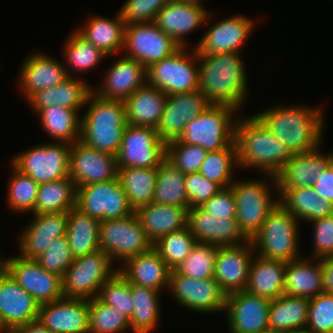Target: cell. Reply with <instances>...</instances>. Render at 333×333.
Returning a JSON list of instances; mask_svg holds the SVG:
<instances>
[{
  "mask_svg": "<svg viewBox=\"0 0 333 333\" xmlns=\"http://www.w3.org/2000/svg\"><path fill=\"white\" fill-rule=\"evenodd\" d=\"M323 108L279 105L254 115L292 154H298L322 146Z\"/></svg>",
  "mask_w": 333,
  "mask_h": 333,
  "instance_id": "6da1fadb",
  "label": "cell"
},
{
  "mask_svg": "<svg viewBox=\"0 0 333 333\" xmlns=\"http://www.w3.org/2000/svg\"><path fill=\"white\" fill-rule=\"evenodd\" d=\"M240 53L198 55L199 90L212 104H225L242 110L247 100V71Z\"/></svg>",
  "mask_w": 333,
  "mask_h": 333,
  "instance_id": "7a4b0ae2",
  "label": "cell"
},
{
  "mask_svg": "<svg viewBox=\"0 0 333 333\" xmlns=\"http://www.w3.org/2000/svg\"><path fill=\"white\" fill-rule=\"evenodd\" d=\"M234 142L238 167L265 175L276 176L293 155L255 115L236 118Z\"/></svg>",
  "mask_w": 333,
  "mask_h": 333,
  "instance_id": "3957f363",
  "label": "cell"
},
{
  "mask_svg": "<svg viewBox=\"0 0 333 333\" xmlns=\"http://www.w3.org/2000/svg\"><path fill=\"white\" fill-rule=\"evenodd\" d=\"M81 117V139L88 147L116 156L127 125L124 101L105 99L93 91Z\"/></svg>",
  "mask_w": 333,
  "mask_h": 333,
  "instance_id": "277c9868",
  "label": "cell"
},
{
  "mask_svg": "<svg viewBox=\"0 0 333 333\" xmlns=\"http://www.w3.org/2000/svg\"><path fill=\"white\" fill-rule=\"evenodd\" d=\"M263 176L265 179L269 178L266 180L264 178L261 180H239L240 182L236 179L229 187L235 198L236 220L240 229L250 240L260 230L267 216L279 203V196L275 194V191L276 193L278 191L276 176L268 174H266V177L265 174Z\"/></svg>",
  "mask_w": 333,
  "mask_h": 333,
  "instance_id": "5b68a950",
  "label": "cell"
},
{
  "mask_svg": "<svg viewBox=\"0 0 333 333\" xmlns=\"http://www.w3.org/2000/svg\"><path fill=\"white\" fill-rule=\"evenodd\" d=\"M299 223L279 202L251 239L257 255L285 262L300 258Z\"/></svg>",
  "mask_w": 333,
  "mask_h": 333,
  "instance_id": "8992f818",
  "label": "cell"
},
{
  "mask_svg": "<svg viewBox=\"0 0 333 333\" xmlns=\"http://www.w3.org/2000/svg\"><path fill=\"white\" fill-rule=\"evenodd\" d=\"M235 112L239 110L233 106L212 104L186 124L177 140L201 146L207 152L225 149L235 140V122L238 118Z\"/></svg>",
  "mask_w": 333,
  "mask_h": 333,
  "instance_id": "52a82bcc",
  "label": "cell"
},
{
  "mask_svg": "<svg viewBox=\"0 0 333 333\" xmlns=\"http://www.w3.org/2000/svg\"><path fill=\"white\" fill-rule=\"evenodd\" d=\"M113 261L102 250L74 258L62 277L64 297L90 300L117 271ZM113 267V268H112Z\"/></svg>",
  "mask_w": 333,
  "mask_h": 333,
  "instance_id": "ba28073f",
  "label": "cell"
},
{
  "mask_svg": "<svg viewBox=\"0 0 333 333\" xmlns=\"http://www.w3.org/2000/svg\"><path fill=\"white\" fill-rule=\"evenodd\" d=\"M189 52L190 49L180 47L172 55L151 64L146 68L147 83L167 95L199 90L198 52L194 47Z\"/></svg>",
  "mask_w": 333,
  "mask_h": 333,
  "instance_id": "9c48e42d",
  "label": "cell"
},
{
  "mask_svg": "<svg viewBox=\"0 0 333 333\" xmlns=\"http://www.w3.org/2000/svg\"><path fill=\"white\" fill-rule=\"evenodd\" d=\"M99 246L113 262L118 260L124 263L149 251L153 243L147 238L134 212L128 217L100 221Z\"/></svg>",
  "mask_w": 333,
  "mask_h": 333,
  "instance_id": "30bf717a",
  "label": "cell"
},
{
  "mask_svg": "<svg viewBox=\"0 0 333 333\" xmlns=\"http://www.w3.org/2000/svg\"><path fill=\"white\" fill-rule=\"evenodd\" d=\"M70 144L46 142L15 154L11 165L38 184L69 177Z\"/></svg>",
  "mask_w": 333,
  "mask_h": 333,
  "instance_id": "8fae6325",
  "label": "cell"
},
{
  "mask_svg": "<svg viewBox=\"0 0 333 333\" xmlns=\"http://www.w3.org/2000/svg\"><path fill=\"white\" fill-rule=\"evenodd\" d=\"M75 207L100 221L128 217L135 212L118 178L77 187Z\"/></svg>",
  "mask_w": 333,
  "mask_h": 333,
  "instance_id": "7c38bea8",
  "label": "cell"
},
{
  "mask_svg": "<svg viewBox=\"0 0 333 333\" xmlns=\"http://www.w3.org/2000/svg\"><path fill=\"white\" fill-rule=\"evenodd\" d=\"M166 157V144L155 128L127 124L116 155L117 167H158Z\"/></svg>",
  "mask_w": 333,
  "mask_h": 333,
  "instance_id": "4fadbf2b",
  "label": "cell"
},
{
  "mask_svg": "<svg viewBox=\"0 0 333 333\" xmlns=\"http://www.w3.org/2000/svg\"><path fill=\"white\" fill-rule=\"evenodd\" d=\"M180 45L164 33L155 22L136 23L125 26L124 46L127 57L148 68L151 64L172 55Z\"/></svg>",
  "mask_w": 333,
  "mask_h": 333,
  "instance_id": "5bb4252c",
  "label": "cell"
},
{
  "mask_svg": "<svg viewBox=\"0 0 333 333\" xmlns=\"http://www.w3.org/2000/svg\"><path fill=\"white\" fill-rule=\"evenodd\" d=\"M169 292L187 310L197 313L224 312L226 294L214 278L195 279L179 274L175 269L170 272Z\"/></svg>",
  "mask_w": 333,
  "mask_h": 333,
  "instance_id": "9a60e30c",
  "label": "cell"
},
{
  "mask_svg": "<svg viewBox=\"0 0 333 333\" xmlns=\"http://www.w3.org/2000/svg\"><path fill=\"white\" fill-rule=\"evenodd\" d=\"M5 257V270L39 305L62 297V277L48 272L35 259Z\"/></svg>",
  "mask_w": 333,
  "mask_h": 333,
  "instance_id": "2e32d148",
  "label": "cell"
},
{
  "mask_svg": "<svg viewBox=\"0 0 333 333\" xmlns=\"http://www.w3.org/2000/svg\"><path fill=\"white\" fill-rule=\"evenodd\" d=\"M270 299L246 290L226 295L228 331L230 333H259L269 328Z\"/></svg>",
  "mask_w": 333,
  "mask_h": 333,
  "instance_id": "e0dca14e",
  "label": "cell"
},
{
  "mask_svg": "<svg viewBox=\"0 0 333 333\" xmlns=\"http://www.w3.org/2000/svg\"><path fill=\"white\" fill-rule=\"evenodd\" d=\"M211 105L201 90L167 95L162 117L156 128L159 138L165 144L177 140L186 124Z\"/></svg>",
  "mask_w": 333,
  "mask_h": 333,
  "instance_id": "ac0fdd59",
  "label": "cell"
},
{
  "mask_svg": "<svg viewBox=\"0 0 333 333\" xmlns=\"http://www.w3.org/2000/svg\"><path fill=\"white\" fill-rule=\"evenodd\" d=\"M116 156L88 147L80 140L73 143L69 153V177L76 188L107 182L117 178Z\"/></svg>",
  "mask_w": 333,
  "mask_h": 333,
  "instance_id": "d6986e66",
  "label": "cell"
},
{
  "mask_svg": "<svg viewBox=\"0 0 333 333\" xmlns=\"http://www.w3.org/2000/svg\"><path fill=\"white\" fill-rule=\"evenodd\" d=\"M187 226L199 243L236 246L250 241L236 218L214 216L200 206L188 209Z\"/></svg>",
  "mask_w": 333,
  "mask_h": 333,
  "instance_id": "ffe728a7",
  "label": "cell"
},
{
  "mask_svg": "<svg viewBox=\"0 0 333 333\" xmlns=\"http://www.w3.org/2000/svg\"><path fill=\"white\" fill-rule=\"evenodd\" d=\"M220 21V22H219ZM202 36L197 46L198 55H215L218 53H240L243 43L254 29L252 19L244 15H230L219 20Z\"/></svg>",
  "mask_w": 333,
  "mask_h": 333,
  "instance_id": "44dd1931",
  "label": "cell"
},
{
  "mask_svg": "<svg viewBox=\"0 0 333 333\" xmlns=\"http://www.w3.org/2000/svg\"><path fill=\"white\" fill-rule=\"evenodd\" d=\"M38 321L52 333H89V300L62 297L41 304Z\"/></svg>",
  "mask_w": 333,
  "mask_h": 333,
  "instance_id": "7402d4cb",
  "label": "cell"
},
{
  "mask_svg": "<svg viewBox=\"0 0 333 333\" xmlns=\"http://www.w3.org/2000/svg\"><path fill=\"white\" fill-rule=\"evenodd\" d=\"M254 252L251 240L236 246H218L214 279L226 295L245 290Z\"/></svg>",
  "mask_w": 333,
  "mask_h": 333,
  "instance_id": "603a6c76",
  "label": "cell"
},
{
  "mask_svg": "<svg viewBox=\"0 0 333 333\" xmlns=\"http://www.w3.org/2000/svg\"><path fill=\"white\" fill-rule=\"evenodd\" d=\"M210 14V11L206 10L203 4L172 0L160 9L154 22L164 33L172 37L180 47H186L187 41L184 37H187L190 32L195 31L203 24L208 26V21L213 17Z\"/></svg>",
  "mask_w": 333,
  "mask_h": 333,
  "instance_id": "cb8c5ba5",
  "label": "cell"
},
{
  "mask_svg": "<svg viewBox=\"0 0 333 333\" xmlns=\"http://www.w3.org/2000/svg\"><path fill=\"white\" fill-rule=\"evenodd\" d=\"M39 307L6 270L0 274V320L7 330L38 320Z\"/></svg>",
  "mask_w": 333,
  "mask_h": 333,
  "instance_id": "d4e9b609",
  "label": "cell"
},
{
  "mask_svg": "<svg viewBox=\"0 0 333 333\" xmlns=\"http://www.w3.org/2000/svg\"><path fill=\"white\" fill-rule=\"evenodd\" d=\"M29 226L24 228L19 240V256L36 259L57 238L66 236L68 212L34 214Z\"/></svg>",
  "mask_w": 333,
  "mask_h": 333,
  "instance_id": "484cf974",
  "label": "cell"
},
{
  "mask_svg": "<svg viewBox=\"0 0 333 333\" xmlns=\"http://www.w3.org/2000/svg\"><path fill=\"white\" fill-rule=\"evenodd\" d=\"M319 148L292 155L276 175L279 198L289 189L312 187L316 183L321 172L332 163L331 154L321 153Z\"/></svg>",
  "mask_w": 333,
  "mask_h": 333,
  "instance_id": "4316f807",
  "label": "cell"
},
{
  "mask_svg": "<svg viewBox=\"0 0 333 333\" xmlns=\"http://www.w3.org/2000/svg\"><path fill=\"white\" fill-rule=\"evenodd\" d=\"M107 69L99 88H93L96 95L105 99L124 101L147 82L146 67L126 55L115 60Z\"/></svg>",
  "mask_w": 333,
  "mask_h": 333,
  "instance_id": "83f0119b",
  "label": "cell"
},
{
  "mask_svg": "<svg viewBox=\"0 0 333 333\" xmlns=\"http://www.w3.org/2000/svg\"><path fill=\"white\" fill-rule=\"evenodd\" d=\"M21 65L19 87L26 100L35 92L56 86L68 77L65 65L46 53L35 52Z\"/></svg>",
  "mask_w": 333,
  "mask_h": 333,
  "instance_id": "f1b7e54d",
  "label": "cell"
},
{
  "mask_svg": "<svg viewBox=\"0 0 333 333\" xmlns=\"http://www.w3.org/2000/svg\"><path fill=\"white\" fill-rule=\"evenodd\" d=\"M124 266L118 267L120 272L130 284L149 287L162 292L169 287L171 269L152 247L149 251L129 258Z\"/></svg>",
  "mask_w": 333,
  "mask_h": 333,
  "instance_id": "f546056e",
  "label": "cell"
},
{
  "mask_svg": "<svg viewBox=\"0 0 333 333\" xmlns=\"http://www.w3.org/2000/svg\"><path fill=\"white\" fill-rule=\"evenodd\" d=\"M78 76L67 77L63 82L49 89L39 90L32 94L26 101L33 108L34 112H39L50 106H63L73 110H80L85 107L93 87L88 85Z\"/></svg>",
  "mask_w": 333,
  "mask_h": 333,
  "instance_id": "4dcf8cb0",
  "label": "cell"
},
{
  "mask_svg": "<svg viewBox=\"0 0 333 333\" xmlns=\"http://www.w3.org/2000/svg\"><path fill=\"white\" fill-rule=\"evenodd\" d=\"M166 100V93L146 82L124 100L127 124L156 129Z\"/></svg>",
  "mask_w": 333,
  "mask_h": 333,
  "instance_id": "1f68e13d",
  "label": "cell"
},
{
  "mask_svg": "<svg viewBox=\"0 0 333 333\" xmlns=\"http://www.w3.org/2000/svg\"><path fill=\"white\" fill-rule=\"evenodd\" d=\"M310 258L300 256L287 262L284 294L311 299L324 292L321 259Z\"/></svg>",
  "mask_w": 333,
  "mask_h": 333,
  "instance_id": "d6a6232c",
  "label": "cell"
},
{
  "mask_svg": "<svg viewBox=\"0 0 333 333\" xmlns=\"http://www.w3.org/2000/svg\"><path fill=\"white\" fill-rule=\"evenodd\" d=\"M90 17V18H89ZM82 28H76V32L105 55L113 56L121 53L124 46L125 24L119 12L112 18L101 15H90Z\"/></svg>",
  "mask_w": 333,
  "mask_h": 333,
  "instance_id": "836d02e7",
  "label": "cell"
},
{
  "mask_svg": "<svg viewBox=\"0 0 333 333\" xmlns=\"http://www.w3.org/2000/svg\"><path fill=\"white\" fill-rule=\"evenodd\" d=\"M135 213L152 243L187 226L188 210L185 207L153 202L138 208Z\"/></svg>",
  "mask_w": 333,
  "mask_h": 333,
  "instance_id": "e575fe53",
  "label": "cell"
},
{
  "mask_svg": "<svg viewBox=\"0 0 333 333\" xmlns=\"http://www.w3.org/2000/svg\"><path fill=\"white\" fill-rule=\"evenodd\" d=\"M253 255L250 264L246 291L269 298L276 299L284 295L285 269L287 262L266 259Z\"/></svg>",
  "mask_w": 333,
  "mask_h": 333,
  "instance_id": "d590c367",
  "label": "cell"
},
{
  "mask_svg": "<svg viewBox=\"0 0 333 333\" xmlns=\"http://www.w3.org/2000/svg\"><path fill=\"white\" fill-rule=\"evenodd\" d=\"M279 202L299 221L310 222L333 215V203L320 197L312 187L289 189Z\"/></svg>",
  "mask_w": 333,
  "mask_h": 333,
  "instance_id": "8d00e7d4",
  "label": "cell"
},
{
  "mask_svg": "<svg viewBox=\"0 0 333 333\" xmlns=\"http://www.w3.org/2000/svg\"><path fill=\"white\" fill-rule=\"evenodd\" d=\"M100 220L73 207L68 212L66 237L74 258L96 252L99 246Z\"/></svg>",
  "mask_w": 333,
  "mask_h": 333,
  "instance_id": "74e56055",
  "label": "cell"
},
{
  "mask_svg": "<svg viewBox=\"0 0 333 333\" xmlns=\"http://www.w3.org/2000/svg\"><path fill=\"white\" fill-rule=\"evenodd\" d=\"M80 110H73L63 106H50L40 110L43 130L50 135L55 142H63L72 145L81 139Z\"/></svg>",
  "mask_w": 333,
  "mask_h": 333,
  "instance_id": "f35d334b",
  "label": "cell"
},
{
  "mask_svg": "<svg viewBox=\"0 0 333 333\" xmlns=\"http://www.w3.org/2000/svg\"><path fill=\"white\" fill-rule=\"evenodd\" d=\"M309 299L281 295L270 301L269 328L277 332L307 326Z\"/></svg>",
  "mask_w": 333,
  "mask_h": 333,
  "instance_id": "ab89813d",
  "label": "cell"
},
{
  "mask_svg": "<svg viewBox=\"0 0 333 333\" xmlns=\"http://www.w3.org/2000/svg\"><path fill=\"white\" fill-rule=\"evenodd\" d=\"M117 178L126 192L129 205L134 211L153 203L157 181V167L118 168Z\"/></svg>",
  "mask_w": 333,
  "mask_h": 333,
  "instance_id": "60d3db41",
  "label": "cell"
},
{
  "mask_svg": "<svg viewBox=\"0 0 333 333\" xmlns=\"http://www.w3.org/2000/svg\"><path fill=\"white\" fill-rule=\"evenodd\" d=\"M76 192L71 177L39 184L32 214L69 212L75 207Z\"/></svg>",
  "mask_w": 333,
  "mask_h": 333,
  "instance_id": "b9f144b4",
  "label": "cell"
},
{
  "mask_svg": "<svg viewBox=\"0 0 333 333\" xmlns=\"http://www.w3.org/2000/svg\"><path fill=\"white\" fill-rule=\"evenodd\" d=\"M130 291L134 302V312L129 320L133 333H152L159 324L160 291L149 287L130 284Z\"/></svg>",
  "mask_w": 333,
  "mask_h": 333,
  "instance_id": "7bdbcfd3",
  "label": "cell"
},
{
  "mask_svg": "<svg viewBox=\"0 0 333 333\" xmlns=\"http://www.w3.org/2000/svg\"><path fill=\"white\" fill-rule=\"evenodd\" d=\"M153 202L185 207L188 210L185 174L176 168L166 157L157 167V181Z\"/></svg>",
  "mask_w": 333,
  "mask_h": 333,
  "instance_id": "ee69618b",
  "label": "cell"
},
{
  "mask_svg": "<svg viewBox=\"0 0 333 333\" xmlns=\"http://www.w3.org/2000/svg\"><path fill=\"white\" fill-rule=\"evenodd\" d=\"M63 49V55L64 58H66L63 59L65 60V63L63 64H66L65 68L69 77H75L73 73H81V71H85L86 73L87 70L89 71V69L98 66V63H100L103 58L105 59L108 57L91 42L82 38L75 30L66 40Z\"/></svg>",
  "mask_w": 333,
  "mask_h": 333,
  "instance_id": "f6af8a7d",
  "label": "cell"
},
{
  "mask_svg": "<svg viewBox=\"0 0 333 333\" xmlns=\"http://www.w3.org/2000/svg\"><path fill=\"white\" fill-rule=\"evenodd\" d=\"M234 168H238L235 142L225 149L208 152L199 173L225 189L234 182Z\"/></svg>",
  "mask_w": 333,
  "mask_h": 333,
  "instance_id": "bcb514c9",
  "label": "cell"
},
{
  "mask_svg": "<svg viewBox=\"0 0 333 333\" xmlns=\"http://www.w3.org/2000/svg\"><path fill=\"white\" fill-rule=\"evenodd\" d=\"M197 243L188 226L183 229L168 233L153 243V248L158 252L167 266L174 270L190 254Z\"/></svg>",
  "mask_w": 333,
  "mask_h": 333,
  "instance_id": "7dc6e473",
  "label": "cell"
},
{
  "mask_svg": "<svg viewBox=\"0 0 333 333\" xmlns=\"http://www.w3.org/2000/svg\"><path fill=\"white\" fill-rule=\"evenodd\" d=\"M89 333H121L131 330L129 319L97 297L89 300Z\"/></svg>",
  "mask_w": 333,
  "mask_h": 333,
  "instance_id": "c3c4849f",
  "label": "cell"
},
{
  "mask_svg": "<svg viewBox=\"0 0 333 333\" xmlns=\"http://www.w3.org/2000/svg\"><path fill=\"white\" fill-rule=\"evenodd\" d=\"M218 246L197 242L190 254L175 269L179 274L195 279L214 278Z\"/></svg>",
  "mask_w": 333,
  "mask_h": 333,
  "instance_id": "681fc988",
  "label": "cell"
},
{
  "mask_svg": "<svg viewBox=\"0 0 333 333\" xmlns=\"http://www.w3.org/2000/svg\"><path fill=\"white\" fill-rule=\"evenodd\" d=\"M12 174L8 185V208L18 213H32L36 203L39 184L30 176L22 174L11 165ZM29 211V212H28Z\"/></svg>",
  "mask_w": 333,
  "mask_h": 333,
  "instance_id": "f907efd6",
  "label": "cell"
},
{
  "mask_svg": "<svg viewBox=\"0 0 333 333\" xmlns=\"http://www.w3.org/2000/svg\"><path fill=\"white\" fill-rule=\"evenodd\" d=\"M97 298L122 312L129 320L134 312V302L130 291V282L120 273L116 272L100 288Z\"/></svg>",
  "mask_w": 333,
  "mask_h": 333,
  "instance_id": "816d5d0a",
  "label": "cell"
},
{
  "mask_svg": "<svg viewBox=\"0 0 333 333\" xmlns=\"http://www.w3.org/2000/svg\"><path fill=\"white\" fill-rule=\"evenodd\" d=\"M207 153L201 146L178 140L166 144V158L184 174L199 172Z\"/></svg>",
  "mask_w": 333,
  "mask_h": 333,
  "instance_id": "f5cc1de1",
  "label": "cell"
},
{
  "mask_svg": "<svg viewBox=\"0 0 333 333\" xmlns=\"http://www.w3.org/2000/svg\"><path fill=\"white\" fill-rule=\"evenodd\" d=\"M306 327L313 333H333V294L322 292L309 299Z\"/></svg>",
  "mask_w": 333,
  "mask_h": 333,
  "instance_id": "db71d44e",
  "label": "cell"
},
{
  "mask_svg": "<svg viewBox=\"0 0 333 333\" xmlns=\"http://www.w3.org/2000/svg\"><path fill=\"white\" fill-rule=\"evenodd\" d=\"M48 272L64 276L74 261L66 236L55 239L47 250L35 259Z\"/></svg>",
  "mask_w": 333,
  "mask_h": 333,
  "instance_id": "11a10c76",
  "label": "cell"
},
{
  "mask_svg": "<svg viewBox=\"0 0 333 333\" xmlns=\"http://www.w3.org/2000/svg\"><path fill=\"white\" fill-rule=\"evenodd\" d=\"M172 0H127L118 11L125 26L154 22L162 7Z\"/></svg>",
  "mask_w": 333,
  "mask_h": 333,
  "instance_id": "9f6ffc18",
  "label": "cell"
},
{
  "mask_svg": "<svg viewBox=\"0 0 333 333\" xmlns=\"http://www.w3.org/2000/svg\"><path fill=\"white\" fill-rule=\"evenodd\" d=\"M185 189L189 209L191 207L201 206L212 196L216 195L222 188L197 172L185 174Z\"/></svg>",
  "mask_w": 333,
  "mask_h": 333,
  "instance_id": "6f0895ef",
  "label": "cell"
},
{
  "mask_svg": "<svg viewBox=\"0 0 333 333\" xmlns=\"http://www.w3.org/2000/svg\"><path fill=\"white\" fill-rule=\"evenodd\" d=\"M313 225L312 258L333 256V215L310 221Z\"/></svg>",
  "mask_w": 333,
  "mask_h": 333,
  "instance_id": "680465c9",
  "label": "cell"
},
{
  "mask_svg": "<svg viewBox=\"0 0 333 333\" xmlns=\"http://www.w3.org/2000/svg\"><path fill=\"white\" fill-rule=\"evenodd\" d=\"M200 207L214 216L236 218L235 198L230 188L221 189Z\"/></svg>",
  "mask_w": 333,
  "mask_h": 333,
  "instance_id": "91938a15",
  "label": "cell"
},
{
  "mask_svg": "<svg viewBox=\"0 0 333 333\" xmlns=\"http://www.w3.org/2000/svg\"><path fill=\"white\" fill-rule=\"evenodd\" d=\"M312 188L320 197L333 203V163L321 172Z\"/></svg>",
  "mask_w": 333,
  "mask_h": 333,
  "instance_id": "94428289",
  "label": "cell"
},
{
  "mask_svg": "<svg viewBox=\"0 0 333 333\" xmlns=\"http://www.w3.org/2000/svg\"><path fill=\"white\" fill-rule=\"evenodd\" d=\"M325 293L333 294V256L321 258Z\"/></svg>",
  "mask_w": 333,
  "mask_h": 333,
  "instance_id": "6125c7cd",
  "label": "cell"
},
{
  "mask_svg": "<svg viewBox=\"0 0 333 333\" xmlns=\"http://www.w3.org/2000/svg\"><path fill=\"white\" fill-rule=\"evenodd\" d=\"M14 331L16 333H52L38 320L20 325Z\"/></svg>",
  "mask_w": 333,
  "mask_h": 333,
  "instance_id": "be15d7a7",
  "label": "cell"
},
{
  "mask_svg": "<svg viewBox=\"0 0 333 333\" xmlns=\"http://www.w3.org/2000/svg\"><path fill=\"white\" fill-rule=\"evenodd\" d=\"M282 333H313L307 327L291 329Z\"/></svg>",
  "mask_w": 333,
  "mask_h": 333,
  "instance_id": "e7e4bbea",
  "label": "cell"
},
{
  "mask_svg": "<svg viewBox=\"0 0 333 333\" xmlns=\"http://www.w3.org/2000/svg\"><path fill=\"white\" fill-rule=\"evenodd\" d=\"M0 256V274L5 270V258Z\"/></svg>",
  "mask_w": 333,
  "mask_h": 333,
  "instance_id": "03108f58",
  "label": "cell"
},
{
  "mask_svg": "<svg viewBox=\"0 0 333 333\" xmlns=\"http://www.w3.org/2000/svg\"><path fill=\"white\" fill-rule=\"evenodd\" d=\"M176 1H182V2H186V3H194V4H199V5H201V2H203V0H176Z\"/></svg>",
  "mask_w": 333,
  "mask_h": 333,
  "instance_id": "003e7915",
  "label": "cell"
},
{
  "mask_svg": "<svg viewBox=\"0 0 333 333\" xmlns=\"http://www.w3.org/2000/svg\"><path fill=\"white\" fill-rule=\"evenodd\" d=\"M259 333H281V332H277V331H274V330L268 328V329L263 330L262 332H259Z\"/></svg>",
  "mask_w": 333,
  "mask_h": 333,
  "instance_id": "a7ac6f4b",
  "label": "cell"
},
{
  "mask_svg": "<svg viewBox=\"0 0 333 333\" xmlns=\"http://www.w3.org/2000/svg\"><path fill=\"white\" fill-rule=\"evenodd\" d=\"M7 329L2 325V322L0 320V333L6 331Z\"/></svg>",
  "mask_w": 333,
  "mask_h": 333,
  "instance_id": "89a4df30",
  "label": "cell"
},
{
  "mask_svg": "<svg viewBox=\"0 0 333 333\" xmlns=\"http://www.w3.org/2000/svg\"><path fill=\"white\" fill-rule=\"evenodd\" d=\"M2 333H16V332L14 330H6V331H4Z\"/></svg>",
  "mask_w": 333,
  "mask_h": 333,
  "instance_id": "2644e50d",
  "label": "cell"
},
{
  "mask_svg": "<svg viewBox=\"0 0 333 333\" xmlns=\"http://www.w3.org/2000/svg\"><path fill=\"white\" fill-rule=\"evenodd\" d=\"M330 154H331V157H332V163H333V151H332Z\"/></svg>",
  "mask_w": 333,
  "mask_h": 333,
  "instance_id": "8c879c8a",
  "label": "cell"
}]
</instances>
